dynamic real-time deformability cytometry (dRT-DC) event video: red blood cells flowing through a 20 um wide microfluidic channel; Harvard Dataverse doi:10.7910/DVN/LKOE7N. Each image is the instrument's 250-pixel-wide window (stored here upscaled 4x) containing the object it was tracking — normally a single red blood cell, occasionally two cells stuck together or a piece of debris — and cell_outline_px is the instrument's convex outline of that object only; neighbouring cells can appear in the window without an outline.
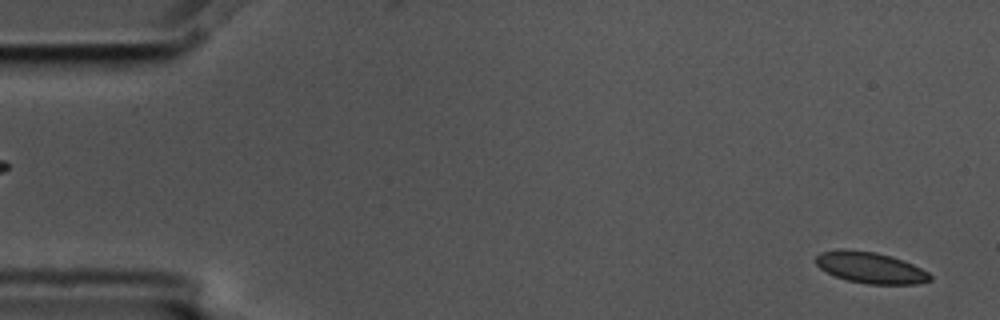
{"species": "common noctule bat (a hibernating species)", "species_latin": "Nyctalus noctula", "temperature_condition": "cold", "stored_images_in_passage": 56, "camera_frame_rate_fps": 3000, "um_per_image_px": 0.085, "animal": {"sex": "male", "body_mass_g": 17.5, "forearm_length_mm": 52.3}, "frame": {"image": 1, "passage_image": 2, "time_ms": 0.333, "image_size_px": [1000, 320], "cell_outline_px": [[932, 280], [916, 284], [868, 284], [848, 280], [836, 276], [820, 268], [816, 264], [816, 256], [820, 252], [840, 248], [844, 248], [876, 252], [892, 256], [912, 264], [928, 272], [932, 276]], "centroid_in_image_um": [73.98, 22.73], "position_along_channel_um": 11.0, "area_um2": 20.81}}
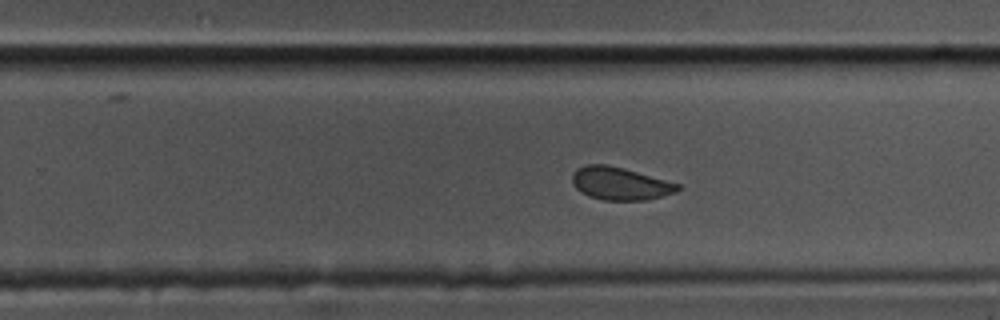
{"frame": {"image": 2, "passage_image": 35, "time_ms": 11.333, "image_size_px": [1000, 320], "cell_outline_px": [[680, 188], [676, 192], [644, 200], [604, 200], [588, 196], [580, 192], [572, 184], [572, 172], [576, 168], [584, 164], [608, 164], [624, 168], [680, 184]], "centroid_in_image_um": [52.65, 15.58], "position_along_channel_um": 277.2, "area_um2": 20.23}}
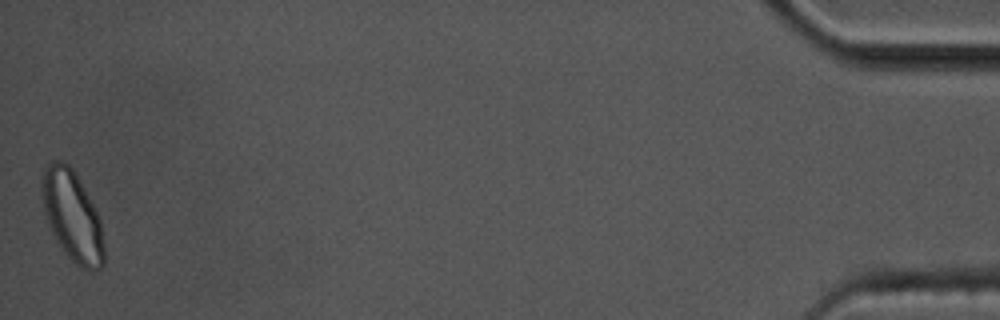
{"frame": {"image": 3, "passage_image": 56, "time_ms": 18.333, "image_size_px": [1000, 320], "cell_outline_px": [[104, 264], [100, 268], [84, 268], [76, 264], [64, 252], [52, 232], [48, 224], [44, 212], [40, 188], [44, 168], [52, 160], [60, 160], [68, 164], [72, 168], [92, 204], [100, 220], [104, 244]], "centroid_in_image_um": [6.11, 18.33], "position_along_channel_um": 429.1, "area_um2": 32.19}, "authors_computed_cell_mechanics": {"area_um2": 21.1548, "velocity_mm_per_s": 3.5352, "shape_relaxation_time_tau1_ms": null, "shape_relaxation_time_tau2_ms": 0.982, "deformation_change_tau1": null, "deformation_change_tau2": 0.0535}}